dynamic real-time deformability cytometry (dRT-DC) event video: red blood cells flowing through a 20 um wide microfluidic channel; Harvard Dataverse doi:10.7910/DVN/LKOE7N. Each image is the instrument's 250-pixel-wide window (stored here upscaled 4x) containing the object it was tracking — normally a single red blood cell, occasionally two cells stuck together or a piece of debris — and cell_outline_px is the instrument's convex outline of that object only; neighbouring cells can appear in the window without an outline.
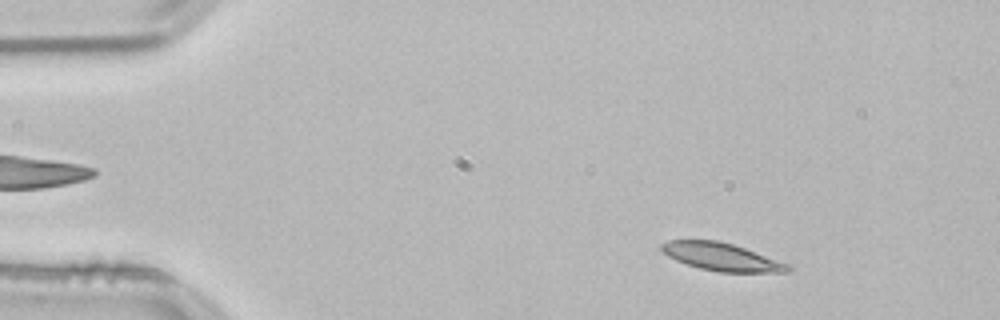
{"species": "common noctule bat (a hibernating species)", "species_latin": "Nyctalus noctula", "temperature_condition": "room temperature", "stored_images_in_passage": 52, "camera_frame_rate_fps": 3000, "um_per_image_px": 0.085, "animal": {"sex": "male", "body_mass_g": 21.5, "forearm_length_mm": 52.0}, "frame": {"image": 1, "passage_image": 6, "time_ms": 1.667, "image_size_px": [1000, 320], "cell_outline_px": [[792, 268], [788, 272], [720, 272], [700, 268], [676, 260], [668, 256], [660, 248], [660, 244], [668, 240], [716, 240], [732, 244], [744, 248], [788, 264]], "centroid_in_image_um": [61.3, 21.83], "position_along_channel_um": 23.7, "area_um2": 20.11}}
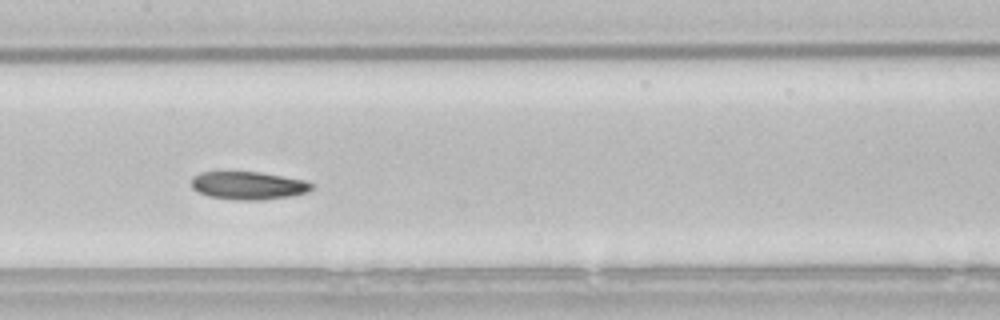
{"frame": {"image": 2, "passage_image": 25, "time_ms": 8.0, "image_size_px": [1000, 320], "cell_outline_px": [[316, 184], [308, 192], [288, 196], [260, 200], [236, 200], [208, 196], [192, 188], [192, 176], [200, 172], [260, 172], [304, 180]], "centroid_in_image_um": [21.11, 15.76], "position_along_channel_um": 186.3, "area_um2": 19.54}}
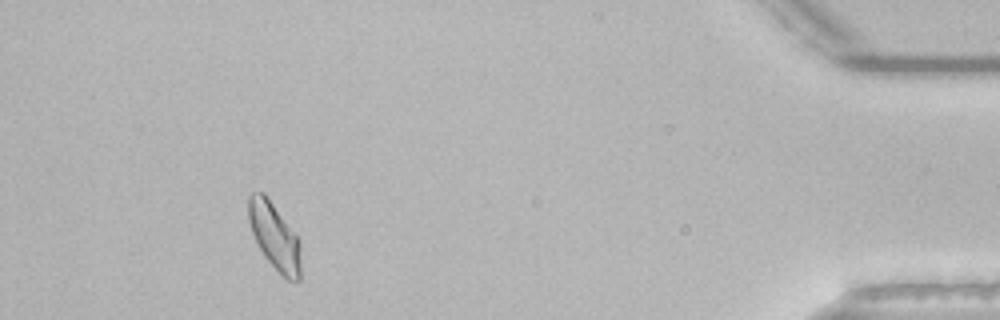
{"frame": {"image": 3, "passage_image": 48, "time_ms": 15.667, "image_size_px": [1000, 320], "cell_outline_px": [[300, 280], [288, 280], [264, 256], [252, 232], [248, 220], [248, 196], [252, 192], [264, 192], [300, 240]], "centroid_in_image_um": [23.32, 20.05], "position_along_channel_um": 411.9, "area_um2": 20.0}, "authors_computed_cell_mechanics": {"area_um2": 20.1722, "velocity_mm_per_s": 3.7637, "shape_relaxation_time_tau1_ms": 3.2076, "shape_relaxation_time_tau2_ms": 10.2133, "deformation_change_tau1": 0.1264, "deformation_change_tau2": 0.1338}}